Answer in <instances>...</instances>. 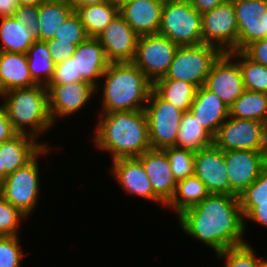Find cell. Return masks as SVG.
Returning <instances> with one entry per match:
<instances>
[{
	"instance_id": "1",
	"label": "cell",
	"mask_w": 267,
	"mask_h": 267,
	"mask_svg": "<svg viewBox=\"0 0 267 267\" xmlns=\"http://www.w3.org/2000/svg\"><path fill=\"white\" fill-rule=\"evenodd\" d=\"M178 225L204 245L220 253L245 241V218L238 196L208 194L201 202L178 215Z\"/></svg>"
},
{
	"instance_id": "2",
	"label": "cell",
	"mask_w": 267,
	"mask_h": 267,
	"mask_svg": "<svg viewBox=\"0 0 267 267\" xmlns=\"http://www.w3.org/2000/svg\"><path fill=\"white\" fill-rule=\"evenodd\" d=\"M92 139L95 148L110 152L111 161L138 157L151 149L144 110L98 114Z\"/></svg>"
},
{
	"instance_id": "3",
	"label": "cell",
	"mask_w": 267,
	"mask_h": 267,
	"mask_svg": "<svg viewBox=\"0 0 267 267\" xmlns=\"http://www.w3.org/2000/svg\"><path fill=\"white\" fill-rule=\"evenodd\" d=\"M102 110H144L153 89V82L133 62H111L101 79Z\"/></svg>"
},
{
	"instance_id": "4",
	"label": "cell",
	"mask_w": 267,
	"mask_h": 267,
	"mask_svg": "<svg viewBox=\"0 0 267 267\" xmlns=\"http://www.w3.org/2000/svg\"><path fill=\"white\" fill-rule=\"evenodd\" d=\"M0 97L8 119L18 134H27L37 139L53 127L45 85L12 89Z\"/></svg>"
},
{
	"instance_id": "5",
	"label": "cell",
	"mask_w": 267,
	"mask_h": 267,
	"mask_svg": "<svg viewBox=\"0 0 267 267\" xmlns=\"http://www.w3.org/2000/svg\"><path fill=\"white\" fill-rule=\"evenodd\" d=\"M45 146L29 163L9 174L0 184V195L23 213L27 219L38 206L40 193L39 157L46 156Z\"/></svg>"
},
{
	"instance_id": "6",
	"label": "cell",
	"mask_w": 267,
	"mask_h": 267,
	"mask_svg": "<svg viewBox=\"0 0 267 267\" xmlns=\"http://www.w3.org/2000/svg\"><path fill=\"white\" fill-rule=\"evenodd\" d=\"M158 34L179 46L202 44L201 14L192 7L190 0H167Z\"/></svg>"
},
{
	"instance_id": "7",
	"label": "cell",
	"mask_w": 267,
	"mask_h": 267,
	"mask_svg": "<svg viewBox=\"0 0 267 267\" xmlns=\"http://www.w3.org/2000/svg\"><path fill=\"white\" fill-rule=\"evenodd\" d=\"M223 52L210 44L179 46L168 72L159 79L189 82L197 88L205 85L214 62Z\"/></svg>"
},
{
	"instance_id": "8",
	"label": "cell",
	"mask_w": 267,
	"mask_h": 267,
	"mask_svg": "<svg viewBox=\"0 0 267 267\" xmlns=\"http://www.w3.org/2000/svg\"><path fill=\"white\" fill-rule=\"evenodd\" d=\"M144 112L148 122L149 142L152 149L176 147V138L183 111L162 99L153 89Z\"/></svg>"
},
{
	"instance_id": "9",
	"label": "cell",
	"mask_w": 267,
	"mask_h": 267,
	"mask_svg": "<svg viewBox=\"0 0 267 267\" xmlns=\"http://www.w3.org/2000/svg\"><path fill=\"white\" fill-rule=\"evenodd\" d=\"M213 144L225 151L267 152L266 123L228 117L213 137Z\"/></svg>"
},
{
	"instance_id": "10",
	"label": "cell",
	"mask_w": 267,
	"mask_h": 267,
	"mask_svg": "<svg viewBox=\"0 0 267 267\" xmlns=\"http://www.w3.org/2000/svg\"><path fill=\"white\" fill-rule=\"evenodd\" d=\"M201 26L204 44L222 52L238 51V26L231 0L201 14Z\"/></svg>"
},
{
	"instance_id": "11",
	"label": "cell",
	"mask_w": 267,
	"mask_h": 267,
	"mask_svg": "<svg viewBox=\"0 0 267 267\" xmlns=\"http://www.w3.org/2000/svg\"><path fill=\"white\" fill-rule=\"evenodd\" d=\"M178 47L160 34L139 36L132 62L154 82L168 72Z\"/></svg>"
},
{
	"instance_id": "12",
	"label": "cell",
	"mask_w": 267,
	"mask_h": 267,
	"mask_svg": "<svg viewBox=\"0 0 267 267\" xmlns=\"http://www.w3.org/2000/svg\"><path fill=\"white\" fill-rule=\"evenodd\" d=\"M225 165L229 181V195L239 197L267 166V152L225 151Z\"/></svg>"
},
{
	"instance_id": "13",
	"label": "cell",
	"mask_w": 267,
	"mask_h": 267,
	"mask_svg": "<svg viewBox=\"0 0 267 267\" xmlns=\"http://www.w3.org/2000/svg\"><path fill=\"white\" fill-rule=\"evenodd\" d=\"M204 86L230 108L245 90L238 62L223 52L212 65Z\"/></svg>"
},
{
	"instance_id": "14",
	"label": "cell",
	"mask_w": 267,
	"mask_h": 267,
	"mask_svg": "<svg viewBox=\"0 0 267 267\" xmlns=\"http://www.w3.org/2000/svg\"><path fill=\"white\" fill-rule=\"evenodd\" d=\"M49 114L53 124L58 118L73 116L88 104L96 86L90 82H75L64 85H47Z\"/></svg>"
},
{
	"instance_id": "15",
	"label": "cell",
	"mask_w": 267,
	"mask_h": 267,
	"mask_svg": "<svg viewBox=\"0 0 267 267\" xmlns=\"http://www.w3.org/2000/svg\"><path fill=\"white\" fill-rule=\"evenodd\" d=\"M107 60L111 62H132L139 35L118 14L97 37Z\"/></svg>"
},
{
	"instance_id": "16",
	"label": "cell",
	"mask_w": 267,
	"mask_h": 267,
	"mask_svg": "<svg viewBox=\"0 0 267 267\" xmlns=\"http://www.w3.org/2000/svg\"><path fill=\"white\" fill-rule=\"evenodd\" d=\"M194 175L205 184L209 194L229 195L225 152L214 144L195 152Z\"/></svg>"
},
{
	"instance_id": "17",
	"label": "cell",
	"mask_w": 267,
	"mask_h": 267,
	"mask_svg": "<svg viewBox=\"0 0 267 267\" xmlns=\"http://www.w3.org/2000/svg\"><path fill=\"white\" fill-rule=\"evenodd\" d=\"M111 167L112 176L129 196H138L165 207L166 204L154 193L144 167L137 157L113 160Z\"/></svg>"
},
{
	"instance_id": "18",
	"label": "cell",
	"mask_w": 267,
	"mask_h": 267,
	"mask_svg": "<svg viewBox=\"0 0 267 267\" xmlns=\"http://www.w3.org/2000/svg\"><path fill=\"white\" fill-rule=\"evenodd\" d=\"M119 14L139 35L158 34L164 3L152 0H122Z\"/></svg>"
},
{
	"instance_id": "19",
	"label": "cell",
	"mask_w": 267,
	"mask_h": 267,
	"mask_svg": "<svg viewBox=\"0 0 267 267\" xmlns=\"http://www.w3.org/2000/svg\"><path fill=\"white\" fill-rule=\"evenodd\" d=\"M150 180L154 193L167 204L174 195V179L169 159L163 149H149L137 157Z\"/></svg>"
},
{
	"instance_id": "20",
	"label": "cell",
	"mask_w": 267,
	"mask_h": 267,
	"mask_svg": "<svg viewBox=\"0 0 267 267\" xmlns=\"http://www.w3.org/2000/svg\"><path fill=\"white\" fill-rule=\"evenodd\" d=\"M76 82H90L100 88V79L109 65L104 50L97 38H87L76 46L75 53Z\"/></svg>"
},
{
	"instance_id": "21",
	"label": "cell",
	"mask_w": 267,
	"mask_h": 267,
	"mask_svg": "<svg viewBox=\"0 0 267 267\" xmlns=\"http://www.w3.org/2000/svg\"><path fill=\"white\" fill-rule=\"evenodd\" d=\"M189 111L213 137L229 117V108L204 85L197 88Z\"/></svg>"
},
{
	"instance_id": "22",
	"label": "cell",
	"mask_w": 267,
	"mask_h": 267,
	"mask_svg": "<svg viewBox=\"0 0 267 267\" xmlns=\"http://www.w3.org/2000/svg\"><path fill=\"white\" fill-rule=\"evenodd\" d=\"M45 146L49 145L27 134L0 143L1 169H5L6 177L29 163Z\"/></svg>"
},
{
	"instance_id": "23",
	"label": "cell",
	"mask_w": 267,
	"mask_h": 267,
	"mask_svg": "<svg viewBox=\"0 0 267 267\" xmlns=\"http://www.w3.org/2000/svg\"><path fill=\"white\" fill-rule=\"evenodd\" d=\"M36 84L28 69L26 53L0 51V95L12 89L28 88Z\"/></svg>"
},
{
	"instance_id": "24",
	"label": "cell",
	"mask_w": 267,
	"mask_h": 267,
	"mask_svg": "<svg viewBox=\"0 0 267 267\" xmlns=\"http://www.w3.org/2000/svg\"><path fill=\"white\" fill-rule=\"evenodd\" d=\"M73 11L66 0H46L41 3L35 32L36 39L45 42L52 39L60 25Z\"/></svg>"
},
{
	"instance_id": "25",
	"label": "cell",
	"mask_w": 267,
	"mask_h": 267,
	"mask_svg": "<svg viewBox=\"0 0 267 267\" xmlns=\"http://www.w3.org/2000/svg\"><path fill=\"white\" fill-rule=\"evenodd\" d=\"M75 12L78 14L88 38H97L119 14V4L109 0L97 5L80 7Z\"/></svg>"
},
{
	"instance_id": "26",
	"label": "cell",
	"mask_w": 267,
	"mask_h": 267,
	"mask_svg": "<svg viewBox=\"0 0 267 267\" xmlns=\"http://www.w3.org/2000/svg\"><path fill=\"white\" fill-rule=\"evenodd\" d=\"M0 51L27 53L37 40L35 32L19 23L14 17L0 18Z\"/></svg>"
},
{
	"instance_id": "27",
	"label": "cell",
	"mask_w": 267,
	"mask_h": 267,
	"mask_svg": "<svg viewBox=\"0 0 267 267\" xmlns=\"http://www.w3.org/2000/svg\"><path fill=\"white\" fill-rule=\"evenodd\" d=\"M213 145V136L205 130L190 111L183 112L176 138V147L192 152Z\"/></svg>"
},
{
	"instance_id": "28",
	"label": "cell",
	"mask_w": 267,
	"mask_h": 267,
	"mask_svg": "<svg viewBox=\"0 0 267 267\" xmlns=\"http://www.w3.org/2000/svg\"><path fill=\"white\" fill-rule=\"evenodd\" d=\"M153 90L174 107L187 112L193 103L197 87L176 79H157L153 82Z\"/></svg>"
},
{
	"instance_id": "29",
	"label": "cell",
	"mask_w": 267,
	"mask_h": 267,
	"mask_svg": "<svg viewBox=\"0 0 267 267\" xmlns=\"http://www.w3.org/2000/svg\"><path fill=\"white\" fill-rule=\"evenodd\" d=\"M209 192L205 184L195 175L189 176L176 184L171 200L165 205L175 210L177 215L201 202Z\"/></svg>"
},
{
	"instance_id": "30",
	"label": "cell",
	"mask_w": 267,
	"mask_h": 267,
	"mask_svg": "<svg viewBox=\"0 0 267 267\" xmlns=\"http://www.w3.org/2000/svg\"><path fill=\"white\" fill-rule=\"evenodd\" d=\"M232 118L267 122V94L244 90L242 95L230 106Z\"/></svg>"
},
{
	"instance_id": "31",
	"label": "cell",
	"mask_w": 267,
	"mask_h": 267,
	"mask_svg": "<svg viewBox=\"0 0 267 267\" xmlns=\"http://www.w3.org/2000/svg\"><path fill=\"white\" fill-rule=\"evenodd\" d=\"M28 69L32 79L47 86L54 75V63L45 41L36 40L27 51Z\"/></svg>"
},
{
	"instance_id": "32",
	"label": "cell",
	"mask_w": 267,
	"mask_h": 267,
	"mask_svg": "<svg viewBox=\"0 0 267 267\" xmlns=\"http://www.w3.org/2000/svg\"><path fill=\"white\" fill-rule=\"evenodd\" d=\"M238 62L244 88L267 94V67L249 59L242 51L228 52Z\"/></svg>"
},
{
	"instance_id": "33",
	"label": "cell",
	"mask_w": 267,
	"mask_h": 267,
	"mask_svg": "<svg viewBox=\"0 0 267 267\" xmlns=\"http://www.w3.org/2000/svg\"><path fill=\"white\" fill-rule=\"evenodd\" d=\"M163 150L166 152L173 177L177 182L194 175L195 152L175 146Z\"/></svg>"
},
{
	"instance_id": "34",
	"label": "cell",
	"mask_w": 267,
	"mask_h": 267,
	"mask_svg": "<svg viewBox=\"0 0 267 267\" xmlns=\"http://www.w3.org/2000/svg\"><path fill=\"white\" fill-rule=\"evenodd\" d=\"M216 255L224 260V267H259V257L250 243L228 248Z\"/></svg>"
},
{
	"instance_id": "35",
	"label": "cell",
	"mask_w": 267,
	"mask_h": 267,
	"mask_svg": "<svg viewBox=\"0 0 267 267\" xmlns=\"http://www.w3.org/2000/svg\"><path fill=\"white\" fill-rule=\"evenodd\" d=\"M26 216L0 195V236L19 235L21 221Z\"/></svg>"
},
{
	"instance_id": "36",
	"label": "cell",
	"mask_w": 267,
	"mask_h": 267,
	"mask_svg": "<svg viewBox=\"0 0 267 267\" xmlns=\"http://www.w3.org/2000/svg\"><path fill=\"white\" fill-rule=\"evenodd\" d=\"M19 236H0V267L22 266L26 254L20 246Z\"/></svg>"
},
{
	"instance_id": "37",
	"label": "cell",
	"mask_w": 267,
	"mask_h": 267,
	"mask_svg": "<svg viewBox=\"0 0 267 267\" xmlns=\"http://www.w3.org/2000/svg\"><path fill=\"white\" fill-rule=\"evenodd\" d=\"M53 38L57 39L59 42H70L71 44L79 45L84 42L88 36L78 14L73 11L63 24L60 25V28L56 31Z\"/></svg>"
},
{
	"instance_id": "38",
	"label": "cell",
	"mask_w": 267,
	"mask_h": 267,
	"mask_svg": "<svg viewBox=\"0 0 267 267\" xmlns=\"http://www.w3.org/2000/svg\"><path fill=\"white\" fill-rule=\"evenodd\" d=\"M238 51H242L248 44L265 38L264 12L252 23L237 22Z\"/></svg>"
},
{
	"instance_id": "39",
	"label": "cell",
	"mask_w": 267,
	"mask_h": 267,
	"mask_svg": "<svg viewBox=\"0 0 267 267\" xmlns=\"http://www.w3.org/2000/svg\"><path fill=\"white\" fill-rule=\"evenodd\" d=\"M235 9L236 21L252 23L263 12L267 11V0L244 1L231 0Z\"/></svg>"
},
{
	"instance_id": "40",
	"label": "cell",
	"mask_w": 267,
	"mask_h": 267,
	"mask_svg": "<svg viewBox=\"0 0 267 267\" xmlns=\"http://www.w3.org/2000/svg\"><path fill=\"white\" fill-rule=\"evenodd\" d=\"M243 216L247 220L267 228V200H239Z\"/></svg>"
},
{
	"instance_id": "41",
	"label": "cell",
	"mask_w": 267,
	"mask_h": 267,
	"mask_svg": "<svg viewBox=\"0 0 267 267\" xmlns=\"http://www.w3.org/2000/svg\"><path fill=\"white\" fill-rule=\"evenodd\" d=\"M76 82L75 58L70 56L67 60L54 66V75L48 85H64Z\"/></svg>"
},
{
	"instance_id": "42",
	"label": "cell",
	"mask_w": 267,
	"mask_h": 267,
	"mask_svg": "<svg viewBox=\"0 0 267 267\" xmlns=\"http://www.w3.org/2000/svg\"><path fill=\"white\" fill-rule=\"evenodd\" d=\"M238 198L239 200H267V166Z\"/></svg>"
},
{
	"instance_id": "43",
	"label": "cell",
	"mask_w": 267,
	"mask_h": 267,
	"mask_svg": "<svg viewBox=\"0 0 267 267\" xmlns=\"http://www.w3.org/2000/svg\"><path fill=\"white\" fill-rule=\"evenodd\" d=\"M48 51L51 54L54 65L64 62L75 53L76 46L70 42H59L57 39H49Z\"/></svg>"
},
{
	"instance_id": "44",
	"label": "cell",
	"mask_w": 267,
	"mask_h": 267,
	"mask_svg": "<svg viewBox=\"0 0 267 267\" xmlns=\"http://www.w3.org/2000/svg\"><path fill=\"white\" fill-rule=\"evenodd\" d=\"M39 6L36 5H19L15 11L14 18L25 25L28 29L36 32L37 22L39 18Z\"/></svg>"
},
{
	"instance_id": "45",
	"label": "cell",
	"mask_w": 267,
	"mask_h": 267,
	"mask_svg": "<svg viewBox=\"0 0 267 267\" xmlns=\"http://www.w3.org/2000/svg\"><path fill=\"white\" fill-rule=\"evenodd\" d=\"M242 52L249 59L267 67V38L248 44Z\"/></svg>"
},
{
	"instance_id": "46",
	"label": "cell",
	"mask_w": 267,
	"mask_h": 267,
	"mask_svg": "<svg viewBox=\"0 0 267 267\" xmlns=\"http://www.w3.org/2000/svg\"><path fill=\"white\" fill-rule=\"evenodd\" d=\"M18 133L12 126V123L8 119L7 111L5 106L0 103V143L8 141L12 139Z\"/></svg>"
},
{
	"instance_id": "47",
	"label": "cell",
	"mask_w": 267,
	"mask_h": 267,
	"mask_svg": "<svg viewBox=\"0 0 267 267\" xmlns=\"http://www.w3.org/2000/svg\"><path fill=\"white\" fill-rule=\"evenodd\" d=\"M227 0H190L192 7L200 14L210 11Z\"/></svg>"
},
{
	"instance_id": "48",
	"label": "cell",
	"mask_w": 267,
	"mask_h": 267,
	"mask_svg": "<svg viewBox=\"0 0 267 267\" xmlns=\"http://www.w3.org/2000/svg\"><path fill=\"white\" fill-rule=\"evenodd\" d=\"M18 7V0H0V18L13 17Z\"/></svg>"
},
{
	"instance_id": "49",
	"label": "cell",
	"mask_w": 267,
	"mask_h": 267,
	"mask_svg": "<svg viewBox=\"0 0 267 267\" xmlns=\"http://www.w3.org/2000/svg\"><path fill=\"white\" fill-rule=\"evenodd\" d=\"M66 1L75 11L76 9L83 7V6L97 5V4L107 2L109 0H66Z\"/></svg>"
},
{
	"instance_id": "50",
	"label": "cell",
	"mask_w": 267,
	"mask_h": 267,
	"mask_svg": "<svg viewBox=\"0 0 267 267\" xmlns=\"http://www.w3.org/2000/svg\"><path fill=\"white\" fill-rule=\"evenodd\" d=\"M46 0H18L19 5H36L39 6Z\"/></svg>"
},
{
	"instance_id": "51",
	"label": "cell",
	"mask_w": 267,
	"mask_h": 267,
	"mask_svg": "<svg viewBox=\"0 0 267 267\" xmlns=\"http://www.w3.org/2000/svg\"><path fill=\"white\" fill-rule=\"evenodd\" d=\"M6 178V171L5 169H1V161H0V184L4 181Z\"/></svg>"
},
{
	"instance_id": "52",
	"label": "cell",
	"mask_w": 267,
	"mask_h": 267,
	"mask_svg": "<svg viewBox=\"0 0 267 267\" xmlns=\"http://www.w3.org/2000/svg\"><path fill=\"white\" fill-rule=\"evenodd\" d=\"M259 267H267V260L259 257Z\"/></svg>"
},
{
	"instance_id": "53",
	"label": "cell",
	"mask_w": 267,
	"mask_h": 267,
	"mask_svg": "<svg viewBox=\"0 0 267 267\" xmlns=\"http://www.w3.org/2000/svg\"><path fill=\"white\" fill-rule=\"evenodd\" d=\"M265 38H267V11L264 12Z\"/></svg>"
},
{
	"instance_id": "54",
	"label": "cell",
	"mask_w": 267,
	"mask_h": 267,
	"mask_svg": "<svg viewBox=\"0 0 267 267\" xmlns=\"http://www.w3.org/2000/svg\"><path fill=\"white\" fill-rule=\"evenodd\" d=\"M152 1L160 2V3H165L167 0H152Z\"/></svg>"
},
{
	"instance_id": "55",
	"label": "cell",
	"mask_w": 267,
	"mask_h": 267,
	"mask_svg": "<svg viewBox=\"0 0 267 267\" xmlns=\"http://www.w3.org/2000/svg\"><path fill=\"white\" fill-rule=\"evenodd\" d=\"M112 1H115V2H118V3H119V2L122 1V0H112Z\"/></svg>"
}]
</instances>
